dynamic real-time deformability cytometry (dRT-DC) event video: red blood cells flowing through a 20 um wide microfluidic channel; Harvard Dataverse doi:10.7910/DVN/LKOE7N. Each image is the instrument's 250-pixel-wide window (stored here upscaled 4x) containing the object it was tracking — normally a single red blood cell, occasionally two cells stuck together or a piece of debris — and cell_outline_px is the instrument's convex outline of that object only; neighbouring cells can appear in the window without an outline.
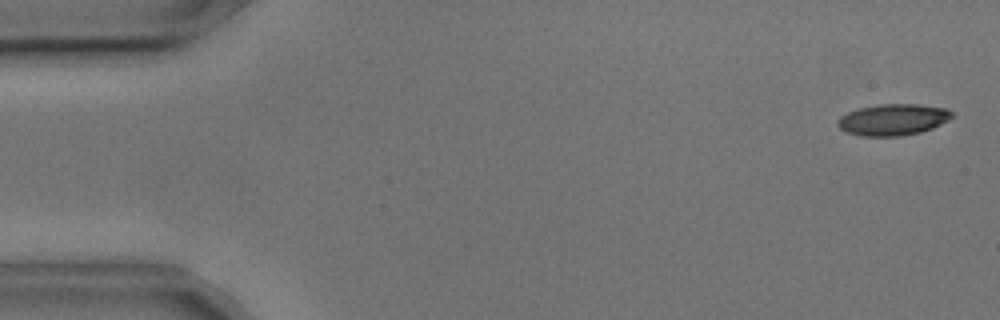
{"species": "common noctule bat (a hibernating species)", "species_latin": "Nyctalus noctula", "temperature_condition": "cold", "stored_images_in_passage": 5, "camera_frame_rate_fps": 3000, "um_per_image_px": 0.085, "animal": {"sex": "male", "body_mass_g": 17.9, "forearm_length_mm": 54.2}, "frame": {"image": 1, "passage_image": 1, "time_ms": 0.0, "image_size_px": [1000, 320], "cell_outline_px": [[952, 116], [948, 120], [932, 128], [920, 132], [900, 136], [860, 136], [844, 132], [836, 124], [836, 120], [840, 116], [848, 112], [860, 108], [880, 104], [916, 104], [948, 108], [952, 112]], "centroid_in_image_um": [75.87, 10.17], "position_along_channel_um": 9.1, "area_um2": 20.98}}
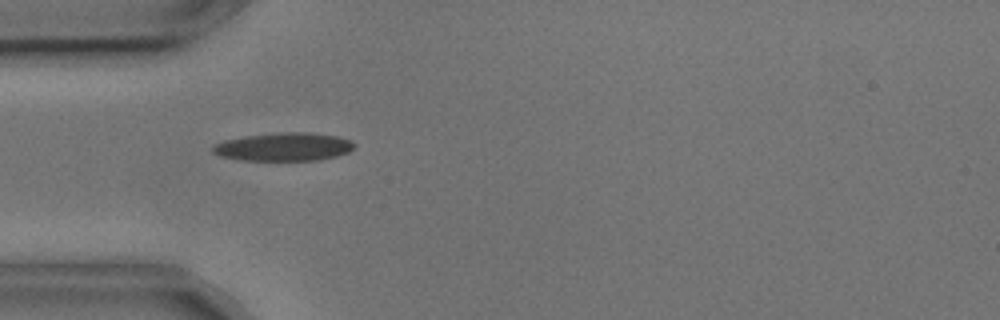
{"frame": {"image": 2, "passage_image": 4, "time_ms": 1.0, "image_size_px": [1000, 320], "cell_outline_px": [[356, 144], [348, 152], [336, 156], [316, 160], [244, 160], [220, 156], [212, 152], [212, 148], [216, 144], [224, 140], [244, 136], [276, 132], [308, 132], [336, 136], [352, 140]], "centroid_in_image_um": [24.12, 12.47], "position_along_channel_um": 60.9, "area_um2": 23.24}}